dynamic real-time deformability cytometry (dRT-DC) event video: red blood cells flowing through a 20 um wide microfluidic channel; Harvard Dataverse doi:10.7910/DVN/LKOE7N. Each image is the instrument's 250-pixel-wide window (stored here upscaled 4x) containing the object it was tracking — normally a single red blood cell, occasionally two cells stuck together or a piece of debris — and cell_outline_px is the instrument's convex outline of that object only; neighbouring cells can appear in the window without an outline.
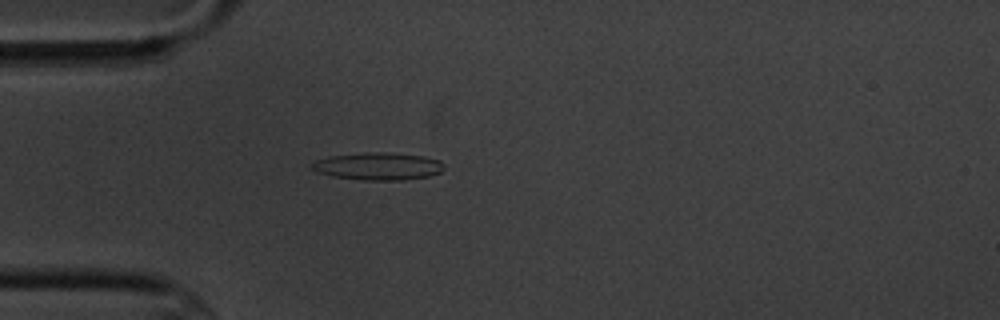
{"species": "common noctule bat (a hibernating species)", "species_latin": "Nyctalus noctula", "temperature_condition": "cold", "stored_images_in_passage": 4, "camera_frame_rate_fps": 3000, "um_per_image_px": 0.085, "animal": {"sex": "male", "body_mass_g": 20.1, "forearm_length_mm": 53.5}, "frame": {"image": 1, "passage_image": 4, "time_ms": 3.333, "image_size_px": [1000, 320], "cell_outline_px": [[444, 168], [440, 172], [428, 176], [404, 180], [360, 180], [332, 176], [316, 172], [308, 168], [316, 160], [328, 156], [364, 152], [384, 152], [424, 156], [440, 160], [444, 164]], "centroid_in_image_um": [32.1, 14.13], "position_along_channel_um": 52.9, "area_um2": 21.39}}